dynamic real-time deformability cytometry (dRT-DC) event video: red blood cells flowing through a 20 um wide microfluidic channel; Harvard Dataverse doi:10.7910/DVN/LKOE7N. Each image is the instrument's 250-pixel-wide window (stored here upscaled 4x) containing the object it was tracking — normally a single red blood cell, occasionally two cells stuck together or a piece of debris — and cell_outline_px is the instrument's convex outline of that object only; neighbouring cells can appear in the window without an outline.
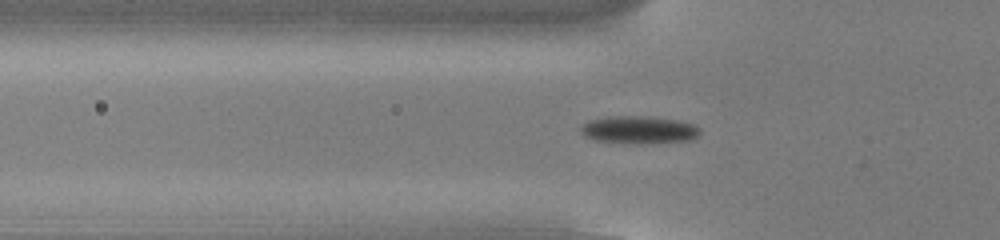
{"species": "common noctule bat (a hibernating species)", "species_latin": "Nyctalus noctula", "temperature_condition": "cold", "stored_images_in_passage": 53, "camera_frame_rate_fps": 3000, "um_per_image_px": 0.085, "animal": {"sex": "male", "body_mass_g": 13.0, "forearm_length_mm": 53.1}, "frame": {"image": 1, "passage_image": 18, "time_ms": 5.667, "image_size_px": [1000, 240], "cell_outline_px": [[700, 132], [692, 140], [636, 144], [596, 140], [584, 136], [580, 132], [580, 128], [584, 124], [592, 120], [608, 116], [644, 116], [680, 120], [696, 124], [700, 128]], "centroid_in_image_um": [54.34, 11.03], "position_along_channel_um": 71.5, "area_um2": 19.25}}
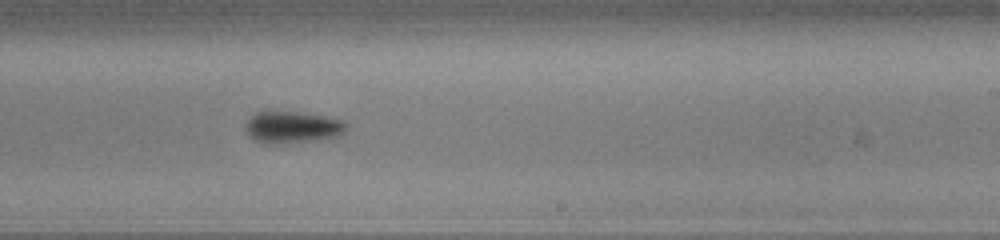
{"frame": {"image": 2, "passage_image": 33, "time_ms": 10.667, "image_size_px": [1000, 240], "cell_outline_px": [[348, 128], [340, 136], [312, 140], [276, 144], [268, 144], [252, 140], [248, 132], [248, 120], [256, 112], [296, 112], [324, 116], [340, 120], [348, 124]], "centroid_in_image_um": [24.89, 10.82], "position_along_channel_um": 264.1, "area_um2": 18.32}}
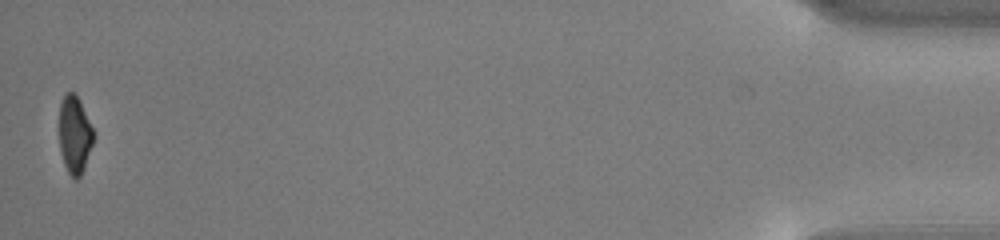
{"frame": {"image": 3, "passage_image": 53, "time_ms": 17.333, "image_size_px": [1000, 240], "cell_outline_px": [[92, 144], [84, 168], [80, 176], [76, 180], [68, 172], [64, 164], [60, 152], [60, 104], [64, 96], [68, 92], [72, 92], [76, 96], [92, 128]], "centroid_in_image_um": [6.32, 11.5], "position_along_channel_um": 428.9, "area_um2": 14.8}, "authors_computed_cell_mechanics": {"area_um2": 17.7446, "velocity_mm_per_s": 3.8661, "shape_relaxation_time_tau1_ms": 1.5751, "shape_relaxation_time_tau2_ms": null, "deformation_change_tau1": 0.1084, "deformation_change_tau2": null}}